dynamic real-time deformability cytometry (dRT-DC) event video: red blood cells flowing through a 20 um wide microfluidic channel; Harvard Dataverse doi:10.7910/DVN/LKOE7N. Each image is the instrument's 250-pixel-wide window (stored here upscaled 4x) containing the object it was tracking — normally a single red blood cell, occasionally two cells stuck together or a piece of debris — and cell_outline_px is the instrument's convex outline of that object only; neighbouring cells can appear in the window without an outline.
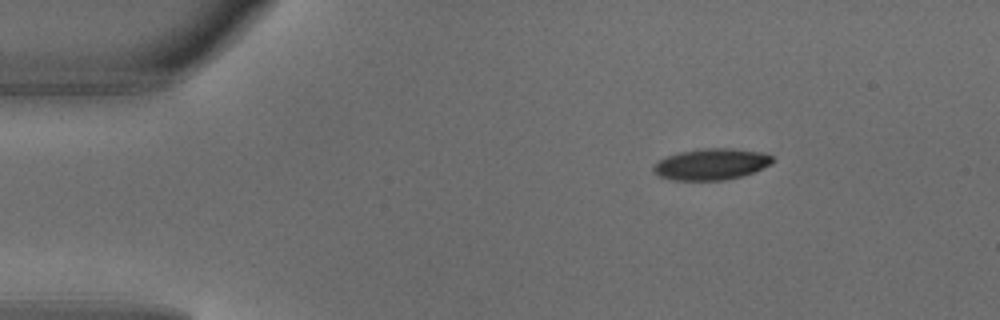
{"species": "common noctule bat (a hibernating species)", "species_latin": "Nyctalus noctula", "temperature_condition": "warm", "stored_images_in_passage": 3, "segment_of_instrument_passage": [1, 2], "camera_frame_rate_fps": 3000, "um_per_image_px": 0.085, "animal": {"sex": "male", "body_mass_g": 18.8}, "frame": {"image": 1, "passage_image": 1, "time_ms": 0.0, "image_size_px": [1000, 320], "cell_outline_px": [[772, 164], [752, 172], [740, 176], [724, 180], [672, 180], [660, 176], [652, 168], [660, 160], [668, 156], [680, 152], [704, 148], [732, 148], [764, 152], [772, 156]], "centroid_in_image_um": [60.49, 13.95], "position_along_channel_um": 24.5, "area_um2": 21.44}}